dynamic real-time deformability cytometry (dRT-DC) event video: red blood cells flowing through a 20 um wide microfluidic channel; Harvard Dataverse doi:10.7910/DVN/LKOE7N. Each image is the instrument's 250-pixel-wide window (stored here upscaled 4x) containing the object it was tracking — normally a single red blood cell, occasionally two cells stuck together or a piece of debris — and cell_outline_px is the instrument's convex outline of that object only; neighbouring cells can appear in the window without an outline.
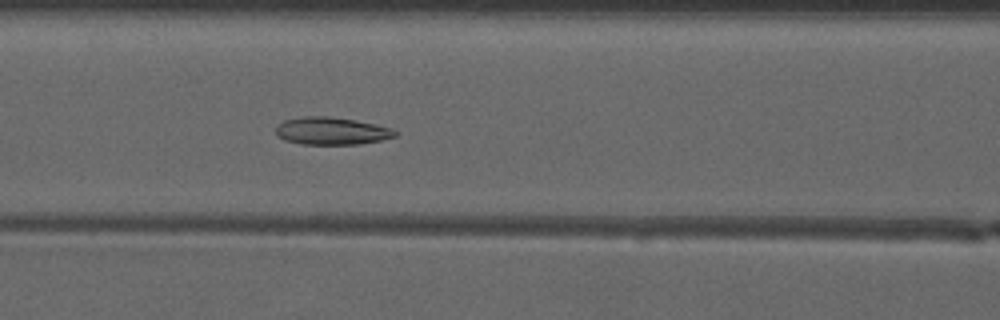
{"species": "common noctule bat (a hibernating species)", "species_latin": "Nyctalus noctula", "temperature_condition": "warm", "stored_images_in_passage": 41, "camera_frame_rate_fps": 3000, "um_per_image_px": 0.085, "animal": {"sex": "male", "forearm_length_mm": 52.5}, "frame": {"image": 1, "passage_image": 22, "time_ms": 7.0, "image_size_px": [1000, 320], "cell_outline_px": [[396, 136], [380, 140], [360, 144], [300, 144], [284, 140], [276, 136], [276, 124], [284, 120], [300, 116], [328, 116], [356, 120], [376, 124], [392, 128], [396, 132]], "centroid_in_image_um": [28.13, 11.12], "position_along_channel_um": 138.5, "area_um2": 19.31}}
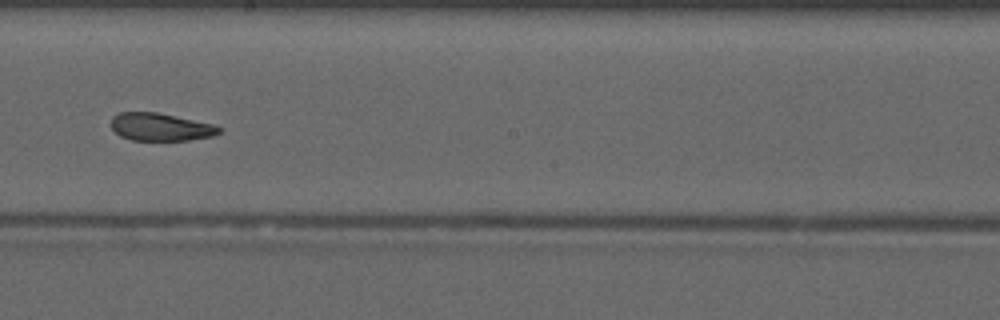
{"frame": {"image": 2, "passage_image": 29, "time_ms": 9.333, "image_size_px": [1000, 320], "cell_outline_px": [[224, 128], [220, 132], [212, 136], [188, 140], [132, 140], [120, 136], [112, 128], [112, 116], [120, 112], [160, 112], [216, 124]], "centroid_in_image_um": [13.7, 10.78], "position_along_channel_um": 234.5, "area_um2": 17.69}}
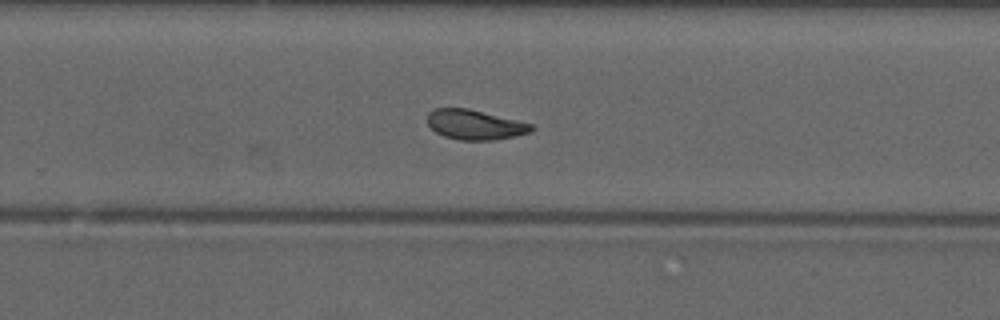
{"frame": {"image": 3, "passage_image": 33, "time_ms": 10.667, "image_size_px": [1000, 320], "cell_outline_px": [[536, 128], [532, 132], [496, 140], [460, 140], [444, 136], [436, 132], [428, 124], [428, 112], [436, 108], [468, 108], [532, 124]], "centroid_in_image_um": [40.38, 10.6], "position_along_channel_um": 289.4, "area_um2": 18.03}, "authors_computed_cell_mechanics": {"area_um2": 19.3052, "velocity_mm_per_s": 4.1345, "shape_relaxation_time_tau1_ms": null, "shape_relaxation_time_tau2_ms": 2.0307, "deformation_change_tau1": null, "deformation_change_tau2": 0.0776}}